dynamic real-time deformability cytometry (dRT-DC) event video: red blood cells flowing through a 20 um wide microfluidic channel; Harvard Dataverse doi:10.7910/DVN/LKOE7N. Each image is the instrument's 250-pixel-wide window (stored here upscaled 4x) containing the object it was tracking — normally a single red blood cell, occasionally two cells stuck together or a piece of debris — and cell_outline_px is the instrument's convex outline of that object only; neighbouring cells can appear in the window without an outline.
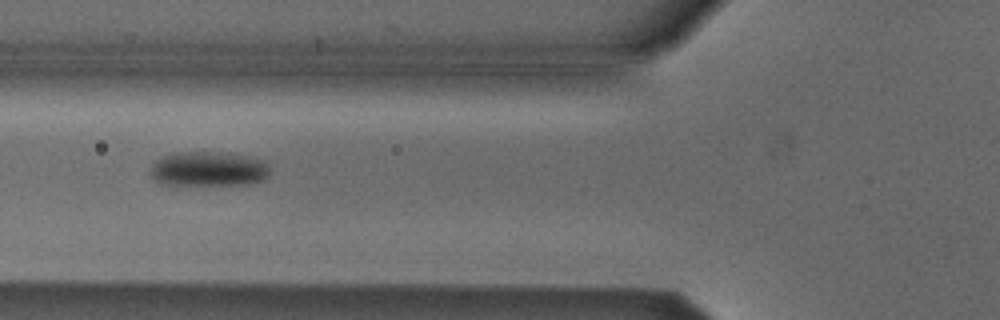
{"species": "Egyptian fruit bat (a non-hibernating species)", "species_latin": "Rousettus aegyptiacus", "temperature_condition": "cold", "stored_images_in_passage": 7, "camera_frame_rate_fps": 3000, "um_per_image_px": 0.085, "animal": {"sex": "male"}, "frame": {"image": 1, "passage_image": 5, "time_ms": 4.667, "image_size_px": [1000, 320], "cell_outline_px": [[268, 176], [264, 180], [248, 184], [160, 184], [152, 180], [152, 164], [156, 160], [164, 156], [176, 152], [228, 152], [252, 156], [268, 160]], "centroid_in_image_um": [17.78, 14.34], "position_along_channel_um": 108.0, "area_um2": 24.45}}
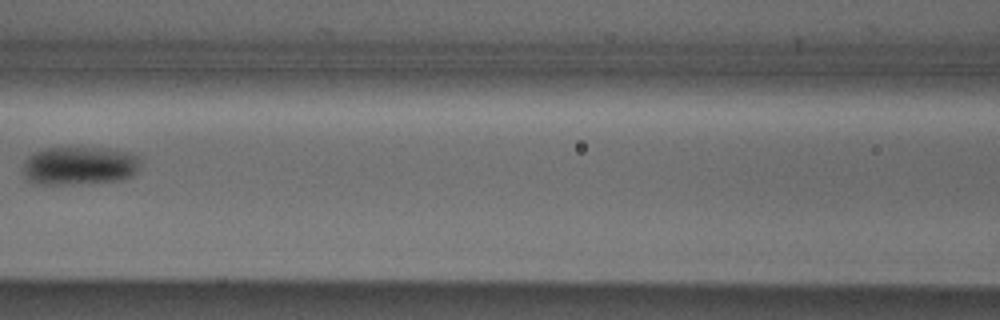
{"frame": {"image": 2, "passage_image": 6, "time_ms": 6.0, "image_size_px": [1000, 320], "cell_outline_px": [[140, 160], [136, 172], [132, 176], [120, 180], [64, 184], [36, 184], [28, 180], [24, 176], [24, 160], [28, 156], [44, 148], [100, 148], [128, 152], [140, 156]], "centroid_in_image_um": [6.74, 14.08], "position_along_channel_um": 159.9, "area_um2": 26.07}}
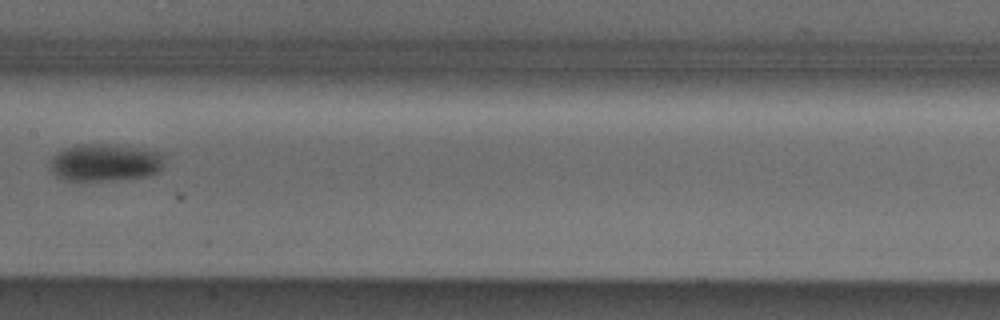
{"frame": {"image": 3, "passage_image": 7, "time_ms": 7.0, "image_size_px": [1000, 320], "cell_outline_px": [[164, 164], [160, 172], [148, 176], [116, 180], [68, 180], [56, 176], [52, 172], [52, 156], [56, 152], [64, 148], [76, 144], [104, 144], [164, 152]], "centroid_in_image_um": [8.97, 13.82], "position_along_channel_um": 198.4, "area_um2": 24.91}}